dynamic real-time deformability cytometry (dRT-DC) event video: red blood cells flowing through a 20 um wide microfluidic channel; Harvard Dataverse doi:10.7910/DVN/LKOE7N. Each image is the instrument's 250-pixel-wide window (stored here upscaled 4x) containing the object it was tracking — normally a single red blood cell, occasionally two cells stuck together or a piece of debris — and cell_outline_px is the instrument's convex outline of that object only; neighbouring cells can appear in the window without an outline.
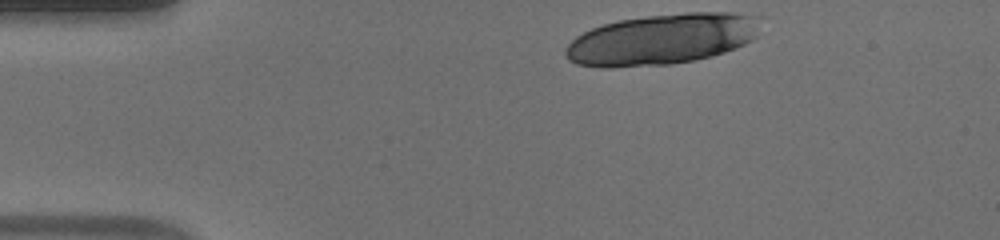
{"species": "human", "species_latin": "Homo sapiens", "temperature_condition": "warm", "stored_images_in_passage": 37, "segment_of_instrument_passage": [1, 2], "camera_frame_rate_fps": 3000, "um_per_image_px": 0.085, "donor": {"sex": "male"}, "frame": {"image": 1, "passage_image": 1, "time_ms": 0.0, "image_size_px": [1000, 240], "cell_outline_px": [[764, 16], [756, 36], [752, 40], [736, 48], [712, 56], [672, 64], [612, 68], [600, 68], [576, 64], [568, 60], [564, 52], [564, 48], [576, 36], [592, 28], [604, 24], [620, 20], [648, 16], [688, 12], [732, 12]], "centroid_in_image_um": [56.29, 3.33], "position_along_channel_um": 28.7, "area_um2": 58.32}}